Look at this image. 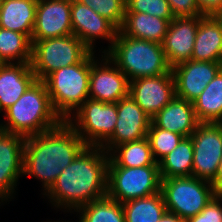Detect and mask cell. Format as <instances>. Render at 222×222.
I'll return each mask as SVG.
<instances>
[{"instance_id": "1", "label": "cell", "mask_w": 222, "mask_h": 222, "mask_svg": "<svg viewBox=\"0 0 222 222\" xmlns=\"http://www.w3.org/2000/svg\"><path fill=\"white\" fill-rule=\"evenodd\" d=\"M109 154L100 146H86L43 195L53 206L75 212L107 196Z\"/></svg>"}, {"instance_id": "2", "label": "cell", "mask_w": 222, "mask_h": 222, "mask_svg": "<svg viewBox=\"0 0 222 222\" xmlns=\"http://www.w3.org/2000/svg\"><path fill=\"white\" fill-rule=\"evenodd\" d=\"M86 146L74 128L64 120L50 130L27 136L23 175L41 180L45 194Z\"/></svg>"}, {"instance_id": "3", "label": "cell", "mask_w": 222, "mask_h": 222, "mask_svg": "<svg viewBox=\"0 0 222 222\" xmlns=\"http://www.w3.org/2000/svg\"><path fill=\"white\" fill-rule=\"evenodd\" d=\"M4 112L7 120L0 124V129L24 137L50 130L63 121L52 106L46 85L40 80Z\"/></svg>"}, {"instance_id": "4", "label": "cell", "mask_w": 222, "mask_h": 222, "mask_svg": "<svg viewBox=\"0 0 222 222\" xmlns=\"http://www.w3.org/2000/svg\"><path fill=\"white\" fill-rule=\"evenodd\" d=\"M106 55L129 81L172 72L162 44L125 36L119 30Z\"/></svg>"}, {"instance_id": "5", "label": "cell", "mask_w": 222, "mask_h": 222, "mask_svg": "<svg viewBox=\"0 0 222 222\" xmlns=\"http://www.w3.org/2000/svg\"><path fill=\"white\" fill-rule=\"evenodd\" d=\"M91 65L92 52L82 62L60 68L43 80L52 106L62 120L69 119L89 98Z\"/></svg>"}, {"instance_id": "6", "label": "cell", "mask_w": 222, "mask_h": 222, "mask_svg": "<svg viewBox=\"0 0 222 222\" xmlns=\"http://www.w3.org/2000/svg\"><path fill=\"white\" fill-rule=\"evenodd\" d=\"M32 41L30 65L37 80L82 62L92 51L75 35Z\"/></svg>"}, {"instance_id": "7", "label": "cell", "mask_w": 222, "mask_h": 222, "mask_svg": "<svg viewBox=\"0 0 222 222\" xmlns=\"http://www.w3.org/2000/svg\"><path fill=\"white\" fill-rule=\"evenodd\" d=\"M160 191L167 211L185 220L200 213L217 194L212 183L194 176L161 178Z\"/></svg>"}, {"instance_id": "8", "label": "cell", "mask_w": 222, "mask_h": 222, "mask_svg": "<svg viewBox=\"0 0 222 222\" xmlns=\"http://www.w3.org/2000/svg\"><path fill=\"white\" fill-rule=\"evenodd\" d=\"M159 165L144 167H108L107 196L124 202L160 192Z\"/></svg>"}, {"instance_id": "9", "label": "cell", "mask_w": 222, "mask_h": 222, "mask_svg": "<svg viewBox=\"0 0 222 222\" xmlns=\"http://www.w3.org/2000/svg\"><path fill=\"white\" fill-rule=\"evenodd\" d=\"M74 114V117L71 116L66 121L84 143L87 146H101L115 130L118 118L117 103L88 98Z\"/></svg>"}, {"instance_id": "10", "label": "cell", "mask_w": 222, "mask_h": 222, "mask_svg": "<svg viewBox=\"0 0 222 222\" xmlns=\"http://www.w3.org/2000/svg\"><path fill=\"white\" fill-rule=\"evenodd\" d=\"M193 143L192 176L212 183L222 159V126L199 123L190 136Z\"/></svg>"}, {"instance_id": "11", "label": "cell", "mask_w": 222, "mask_h": 222, "mask_svg": "<svg viewBox=\"0 0 222 222\" xmlns=\"http://www.w3.org/2000/svg\"><path fill=\"white\" fill-rule=\"evenodd\" d=\"M92 52V65L89 77V98L117 103L128 96L129 80L116 64L106 55L102 54V60L94 59ZM103 62V63H102Z\"/></svg>"}, {"instance_id": "12", "label": "cell", "mask_w": 222, "mask_h": 222, "mask_svg": "<svg viewBox=\"0 0 222 222\" xmlns=\"http://www.w3.org/2000/svg\"><path fill=\"white\" fill-rule=\"evenodd\" d=\"M117 122L113 134L100 146L108 154L121 144L147 136L151 117L128 95L117 102Z\"/></svg>"}, {"instance_id": "13", "label": "cell", "mask_w": 222, "mask_h": 222, "mask_svg": "<svg viewBox=\"0 0 222 222\" xmlns=\"http://www.w3.org/2000/svg\"><path fill=\"white\" fill-rule=\"evenodd\" d=\"M128 95L152 118L176 96L173 73L129 81Z\"/></svg>"}, {"instance_id": "14", "label": "cell", "mask_w": 222, "mask_h": 222, "mask_svg": "<svg viewBox=\"0 0 222 222\" xmlns=\"http://www.w3.org/2000/svg\"><path fill=\"white\" fill-rule=\"evenodd\" d=\"M25 137L0 129V200H11L23 175ZM0 202V204H1Z\"/></svg>"}, {"instance_id": "15", "label": "cell", "mask_w": 222, "mask_h": 222, "mask_svg": "<svg viewBox=\"0 0 222 222\" xmlns=\"http://www.w3.org/2000/svg\"><path fill=\"white\" fill-rule=\"evenodd\" d=\"M70 15L73 35L78 37L92 52L95 49L94 42L99 38L110 43L108 49L102 53L106 54L111 49L118 29L109 20L77 0L71 2Z\"/></svg>"}, {"instance_id": "16", "label": "cell", "mask_w": 222, "mask_h": 222, "mask_svg": "<svg viewBox=\"0 0 222 222\" xmlns=\"http://www.w3.org/2000/svg\"><path fill=\"white\" fill-rule=\"evenodd\" d=\"M222 69V62L189 60L172 68L176 97L193 103Z\"/></svg>"}, {"instance_id": "17", "label": "cell", "mask_w": 222, "mask_h": 222, "mask_svg": "<svg viewBox=\"0 0 222 222\" xmlns=\"http://www.w3.org/2000/svg\"><path fill=\"white\" fill-rule=\"evenodd\" d=\"M72 0H38L31 40H44L73 34Z\"/></svg>"}, {"instance_id": "18", "label": "cell", "mask_w": 222, "mask_h": 222, "mask_svg": "<svg viewBox=\"0 0 222 222\" xmlns=\"http://www.w3.org/2000/svg\"><path fill=\"white\" fill-rule=\"evenodd\" d=\"M202 17H175L169 22L162 45L172 68L191 60L196 32Z\"/></svg>"}, {"instance_id": "19", "label": "cell", "mask_w": 222, "mask_h": 222, "mask_svg": "<svg viewBox=\"0 0 222 222\" xmlns=\"http://www.w3.org/2000/svg\"><path fill=\"white\" fill-rule=\"evenodd\" d=\"M151 122L158 128L184 137H190L200 123L193 103L176 96L151 118Z\"/></svg>"}, {"instance_id": "20", "label": "cell", "mask_w": 222, "mask_h": 222, "mask_svg": "<svg viewBox=\"0 0 222 222\" xmlns=\"http://www.w3.org/2000/svg\"><path fill=\"white\" fill-rule=\"evenodd\" d=\"M30 63H4L0 67V108L5 111L36 81Z\"/></svg>"}, {"instance_id": "21", "label": "cell", "mask_w": 222, "mask_h": 222, "mask_svg": "<svg viewBox=\"0 0 222 222\" xmlns=\"http://www.w3.org/2000/svg\"><path fill=\"white\" fill-rule=\"evenodd\" d=\"M191 59L222 62V25L214 16L200 19Z\"/></svg>"}, {"instance_id": "22", "label": "cell", "mask_w": 222, "mask_h": 222, "mask_svg": "<svg viewBox=\"0 0 222 222\" xmlns=\"http://www.w3.org/2000/svg\"><path fill=\"white\" fill-rule=\"evenodd\" d=\"M38 0H2L0 7V27L30 38L36 19Z\"/></svg>"}, {"instance_id": "23", "label": "cell", "mask_w": 222, "mask_h": 222, "mask_svg": "<svg viewBox=\"0 0 222 222\" xmlns=\"http://www.w3.org/2000/svg\"><path fill=\"white\" fill-rule=\"evenodd\" d=\"M171 20L173 19H162L144 13L126 12L119 31L125 36L162 44Z\"/></svg>"}, {"instance_id": "24", "label": "cell", "mask_w": 222, "mask_h": 222, "mask_svg": "<svg viewBox=\"0 0 222 222\" xmlns=\"http://www.w3.org/2000/svg\"><path fill=\"white\" fill-rule=\"evenodd\" d=\"M159 165L153 157L147 137L116 146L109 153L108 167H144Z\"/></svg>"}, {"instance_id": "25", "label": "cell", "mask_w": 222, "mask_h": 222, "mask_svg": "<svg viewBox=\"0 0 222 222\" xmlns=\"http://www.w3.org/2000/svg\"><path fill=\"white\" fill-rule=\"evenodd\" d=\"M200 123H219L222 120V69L193 102Z\"/></svg>"}, {"instance_id": "26", "label": "cell", "mask_w": 222, "mask_h": 222, "mask_svg": "<svg viewBox=\"0 0 222 222\" xmlns=\"http://www.w3.org/2000/svg\"><path fill=\"white\" fill-rule=\"evenodd\" d=\"M193 143L191 137H184L175 149L159 162L161 178L192 176Z\"/></svg>"}, {"instance_id": "27", "label": "cell", "mask_w": 222, "mask_h": 222, "mask_svg": "<svg viewBox=\"0 0 222 222\" xmlns=\"http://www.w3.org/2000/svg\"><path fill=\"white\" fill-rule=\"evenodd\" d=\"M125 222H158L167 211L160 192L122 204Z\"/></svg>"}, {"instance_id": "28", "label": "cell", "mask_w": 222, "mask_h": 222, "mask_svg": "<svg viewBox=\"0 0 222 222\" xmlns=\"http://www.w3.org/2000/svg\"><path fill=\"white\" fill-rule=\"evenodd\" d=\"M31 38L22 33L0 27V58L4 63H30Z\"/></svg>"}, {"instance_id": "29", "label": "cell", "mask_w": 222, "mask_h": 222, "mask_svg": "<svg viewBox=\"0 0 222 222\" xmlns=\"http://www.w3.org/2000/svg\"><path fill=\"white\" fill-rule=\"evenodd\" d=\"M76 212L80 222H125L122 204L108 196L91 201Z\"/></svg>"}, {"instance_id": "30", "label": "cell", "mask_w": 222, "mask_h": 222, "mask_svg": "<svg viewBox=\"0 0 222 222\" xmlns=\"http://www.w3.org/2000/svg\"><path fill=\"white\" fill-rule=\"evenodd\" d=\"M147 139L149 141L152 154L157 163L177 147L184 136L174 132L156 127L150 124Z\"/></svg>"}, {"instance_id": "31", "label": "cell", "mask_w": 222, "mask_h": 222, "mask_svg": "<svg viewBox=\"0 0 222 222\" xmlns=\"http://www.w3.org/2000/svg\"><path fill=\"white\" fill-rule=\"evenodd\" d=\"M109 20L118 30L126 13V0H77Z\"/></svg>"}, {"instance_id": "32", "label": "cell", "mask_w": 222, "mask_h": 222, "mask_svg": "<svg viewBox=\"0 0 222 222\" xmlns=\"http://www.w3.org/2000/svg\"><path fill=\"white\" fill-rule=\"evenodd\" d=\"M126 12L144 13L162 19H174L167 0H126Z\"/></svg>"}, {"instance_id": "33", "label": "cell", "mask_w": 222, "mask_h": 222, "mask_svg": "<svg viewBox=\"0 0 222 222\" xmlns=\"http://www.w3.org/2000/svg\"><path fill=\"white\" fill-rule=\"evenodd\" d=\"M186 222H222V194L217 193L200 213Z\"/></svg>"}, {"instance_id": "34", "label": "cell", "mask_w": 222, "mask_h": 222, "mask_svg": "<svg viewBox=\"0 0 222 222\" xmlns=\"http://www.w3.org/2000/svg\"><path fill=\"white\" fill-rule=\"evenodd\" d=\"M175 17L202 16L195 0H167Z\"/></svg>"}, {"instance_id": "35", "label": "cell", "mask_w": 222, "mask_h": 222, "mask_svg": "<svg viewBox=\"0 0 222 222\" xmlns=\"http://www.w3.org/2000/svg\"><path fill=\"white\" fill-rule=\"evenodd\" d=\"M202 16H214L222 7V0H195Z\"/></svg>"}, {"instance_id": "36", "label": "cell", "mask_w": 222, "mask_h": 222, "mask_svg": "<svg viewBox=\"0 0 222 222\" xmlns=\"http://www.w3.org/2000/svg\"><path fill=\"white\" fill-rule=\"evenodd\" d=\"M212 185L217 193H222V159L218 166V171Z\"/></svg>"}, {"instance_id": "37", "label": "cell", "mask_w": 222, "mask_h": 222, "mask_svg": "<svg viewBox=\"0 0 222 222\" xmlns=\"http://www.w3.org/2000/svg\"><path fill=\"white\" fill-rule=\"evenodd\" d=\"M158 222H186V220L177 214L166 211Z\"/></svg>"}, {"instance_id": "38", "label": "cell", "mask_w": 222, "mask_h": 222, "mask_svg": "<svg viewBox=\"0 0 222 222\" xmlns=\"http://www.w3.org/2000/svg\"><path fill=\"white\" fill-rule=\"evenodd\" d=\"M214 17L222 25V7L218 10Z\"/></svg>"}, {"instance_id": "39", "label": "cell", "mask_w": 222, "mask_h": 222, "mask_svg": "<svg viewBox=\"0 0 222 222\" xmlns=\"http://www.w3.org/2000/svg\"><path fill=\"white\" fill-rule=\"evenodd\" d=\"M4 64L3 60L0 58V67Z\"/></svg>"}]
</instances>
